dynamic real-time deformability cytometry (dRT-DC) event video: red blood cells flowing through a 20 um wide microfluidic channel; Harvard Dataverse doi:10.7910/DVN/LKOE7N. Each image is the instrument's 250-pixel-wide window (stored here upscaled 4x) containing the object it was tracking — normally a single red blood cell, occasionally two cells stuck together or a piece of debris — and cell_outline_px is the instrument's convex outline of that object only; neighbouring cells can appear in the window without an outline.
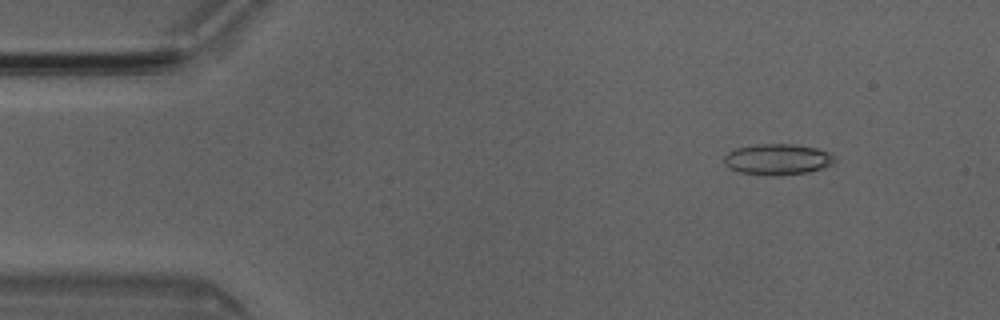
{"species": "Egyptian fruit bat (a non-hibernating species)", "species_latin": "Rousettus aegyptiacus", "temperature_condition": "room temperature", "stored_images_in_passage": 6, "camera_frame_rate_fps": 3000, "um_per_image_px": 0.085, "animal": {"sex": "male"}, "frame": {"image": 1, "passage_image": 2, "time_ms": 0.333, "image_size_px": [1000, 320], "cell_outline_px": [[836, 160], [832, 164], [824, 168], [808, 172], [764, 176], [740, 172], [728, 168], [724, 164], [724, 156], [728, 152], [736, 148], [752, 144], [792, 144], [816, 148], [828, 152]], "centroid_in_image_um": [66.05, 13.54], "position_along_channel_um": 19.0, "area_um2": 20.0}}
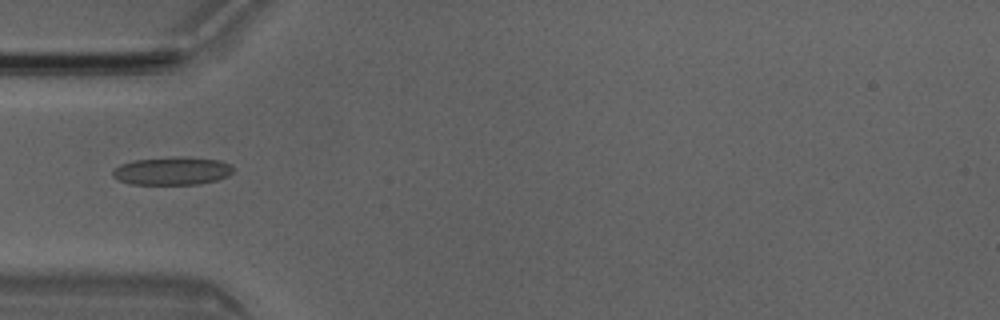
{"frame": {"image": 2, "passage_image": 5, "time_ms": 1.333, "image_size_px": [1000, 320], "cell_outline_px": [[232, 172], [228, 176], [216, 180], [200, 184], [132, 184], [120, 180], [112, 176], [112, 168], [120, 164], [132, 160], [176, 156], [184, 156], [220, 160], [232, 164]], "centroid_in_image_um": [14.63, 14.51], "position_along_channel_um": 70.4, "area_um2": 19.94}}